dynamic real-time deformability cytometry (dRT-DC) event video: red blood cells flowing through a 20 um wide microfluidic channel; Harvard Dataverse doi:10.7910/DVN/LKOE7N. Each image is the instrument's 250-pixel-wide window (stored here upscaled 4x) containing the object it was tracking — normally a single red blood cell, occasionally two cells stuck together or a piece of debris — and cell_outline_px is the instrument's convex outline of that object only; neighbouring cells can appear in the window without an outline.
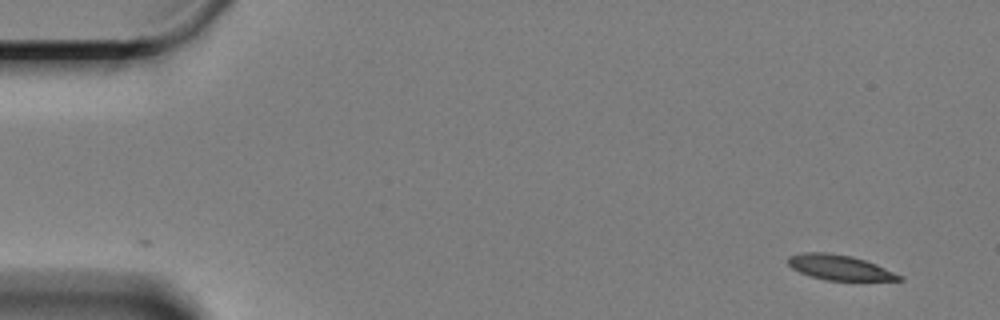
{"species": "Egyptian fruit bat (a non-hibernating species)", "species_latin": "Rousettus aegyptiacus", "temperature_condition": "cold", "stored_images_in_passage": 15, "camera_frame_rate_fps": 3000, "um_per_image_px": 0.085, "animal": {"sex": "female"}, "frame": {"image": 1, "passage_image": 1, "time_ms": 0.0, "image_size_px": [1000, 320], "cell_outline_px": [[904, 280], [824, 280], [808, 276], [792, 268], [788, 264], [788, 256], [804, 252], [824, 252], [852, 256], [876, 264], [904, 276]], "centroid_in_image_um": [71.35, 22.73], "position_along_channel_um": 13.6, "area_um2": 16.24}}
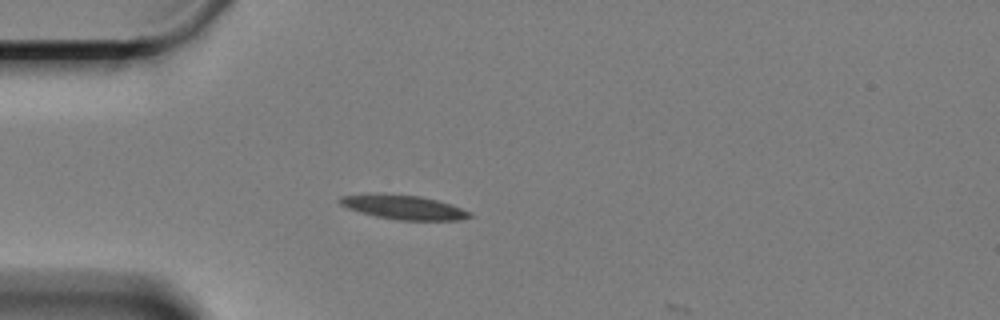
{"frame": {"image": 2, "passage_image": 14, "time_ms": 4.333, "image_size_px": [1000, 320], "cell_outline_px": [[472, 216], [460, 220], [396, 220], [376, 216], [360, 212], [348, 208], [340, 204], [340, 196], [420, 196], [436, 200], [472, 212]], "centroid_in_image_um": [34.41, 17.67], "position_along_channel_um": 50.6, "area_um2": 17.22}}